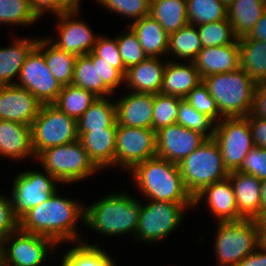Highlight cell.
<instances>
[{
    "label": "cell",
    "instance_id": "2",
    "mask_svg": "<svg viewBox=\"0 0 266 266\" xmlns=\"http://www.w3.org/2000/svg\"><path fill=\"white\" fill-rule=\"evenodd\" d=\"M131 174L135 185L150 200L194 203L180 174L178 164L155 156L137 164Z\"/></svg>",
    "mask_w": 266,
    "mask_h": 266
},
{
    "label": "cell",
    "instance_id": "37",
    "mask_svg": "<svg viewBox=\"0 0 266 266\" xmlns=\"http://www.w3.org/2000/svg\"><path fill=\"white\" fill-rule=\"evenodd\" d=\"M189 24L201 25L227 19V7L220 0H186Z\"/></svg>",
    "mask_w": 266,
    "mask_h": 266
},
{
    "label": "cell",
    "instance_id": "25",
    "mask_svg": "<svg viewBox=\"0 0 266 266\" xmlns=\"http://www.w3.org/2000/svg\"><path fill=\"white\" fill-rule=\"evenodd\" d=\"M187 63H177L173 60L166 63L160 93L185 99L189 92L202 82L194 62Z\"/></svg>",
    "mask_w": 266,
    "mask_h": 266
},
{
    "label": "cell",
    "instance_id": "48",
    "mask_svg": "<svg viewBox=\"0 0 266 266\" xmlns=\"http://www.w3.org/2000/svg\"><path fill=\"white\" fill-rule=\"evenodd\" d=\"M92 61H98L99 78L103 84L113 93L114 90L121 84L125 83V75L117 68L112 67L109 62L104 61L99 56H96L92 51L87 54Z\"/></svg>",
    "mask_w": 266,
    "mask_h": 266
},
{
    "label": "cell",
    "instance_id": "41",
    "mask_svg": "<svg viewBox=\"0 0 266 266\" xmlns=\"http://www.w3.org/2000/svg\"><path fill=\"white\" fill-rule=\"evenodd\" d=\"M202 47L232 44L237 38L228 19L197 25Z\"/></svg>",
    "mask_w": 266,
    "mask_h": 266
},
{
    "label": "cell",
    "instance_id": "52",
    "mask_svg": "<svg viewBox=\"0 0 266 266\" xmlns=\"http://www.w3.org/2000/svg\"><path fill=\"white\" fill-rule=\"evenodd\" d=\"M235 266H266V248L260 244L254 252L245 256Z\"/></svg>",
    "mask_w": 266,
    "mask_h": 266
},
{
    "label": "cell",
    "instance_id": "17",
    "mask_svg": "<svg viewBox=\"0 0 266 266\" xmlns=\"http://www.w3.org/2000/svg\"><path fill=\"white\" fill-rule=\"evenodd\" d=\"M41 106L28 90L17 85H0V119L31 126Z\"/></svg>",
    "mask_w": 266,
    "mask_h": 266
},
{
    "label": "cell",
    "instance_id": "38",
    "mask_svg": "<svg viewBox=\"0 0 266 266\" xmlns=\"http://www.w3.org/2000/svg\"><path fill=\"white\" fill-rule=\"evenodd\" d=\"M176 124L198 131L207 138H213L215 135L216 122L207 115L198 112L185 99L179 102Z\"/></svg>",
    "mask_w": 266,
    "mask_h": 266
},
{
    "label": "cell",
    "instance_id": "16",
    "mask_svg": "<svg viewBox=\"0 0 266 266\" xmlns=\"http://www.w3.org/2000/svg\"><path fill=\"white\" fill-rule=\"evenodd\" d=\"M78 13L79 10H76L57 15L58 39L53 41V38H48L60 50L76 56L90 53L98 38L86 23L73 19Z\"/></svg>",
    "mask_w": 266,
    "mask_h": 266
},
{
    "label": "cell",
    "instance_id": "1",
    "mask_svg": "<svg viewBox=\"0 0 266 266\" xmlns=\"http://www.w3.org/2000/svg\"><path fill=\"white\" fill-rule=\"evenodd\" d=\"M80 204L59 196L56 191L51 198L32 207L20 218V230L49 237L57 244L82 242L76 229L79 219L84 222L85 218V206Z\"/></svg>",
    "mask_w": 266,
    "mask_h": 266
},
{
    "label": "cell",
    "instance_id": "14",
    "mask_svg": "<svg viewBox=\"0 0 266 266\" xmlns=\"http://www.w3.org/2000/svg\"><path fill=\"white\" fill-rule=\"evenodd\" d=\"M20 82L15 85L28 90L41 104H53L62 86L50 72L44 56L34 48L21 67Z\"/></svg>",
    "mask_w": 266,
    "mask_h": 266
},
{
    "label": "cell",
    "instance_id": "57",
    "mask_svg": "<svg viewBox=\"0 0 266 266\" xmlns=\"http://www.w3.org/2000/svg\"><path fill=\"white\" fill-rule=\"evenodd\" d=\"M228 9V7L234 3L235 0H220Z\"/></svg>",
    "mask_w": 266,
    "mask_h": 266
},
{
    "label": "cell",
    "instance_id": "28",
    "mask_svg": "<svg viewBox=\"0 0 266 266\" xmlns=\"http://www.w3.org/2000/svg\"><path fill=\"white\" fill-rule=\"evenodd\" d=\"M35 48L44 56L47 67L62 87L72 83L76 55L50 44L48 38H38Z\"/></svg>",
    "mask_w": 266,
    "mask_h": 266
},
{
    "label": "cell",
    "instance_id": "27",
    "mask_svg": "<svg viewBox=\"0 0 266 266\" xmlns=\"http://www.w3.org/2000/svg\"><path fill=\"white\" fill-rule=\"evenodd\" d=\"M38 38L16 37L13 45L0 48V85H15L12 79L16 75L19 77L21 67L27 56L36 47Z\"/></svg>",
    "mask_w": 266,
    "mask_h": 266
},
{
    "label": "cell",
    "instance_id": "24",
    "mask_svg": "<svg viewBox=\"0 0 266 266\" xmlns=\"http://www.w3.org/2000/svg\"><path fill=\"white\" fill-rule=\"evenodd\" d=\"M117 127H105L87 133H78L90 160L100 170L115 166V143Z\"/></svg>",
    "mask_w": 266,
    "mask_h": 266
},
{
    "label": "cell",
    "instance_id": "19",
    "mask_svg": "<svg viewBox=\"0 0 266 266\" xmlns=\"http://www.w3.org/2000/svg\"><path fill=\"white\" fill-rule=\"evenodd\" d=\"M237 211L243 219L262 220L261 180L253 175L230 171Z\"/></svg>",
    "mask_w": 266,
    "mask_h": 266
},
{
    "label": "cell",
    "instance_id": "56",
    "mask_svg": "<svg viewBox=\"0 0 266 266\" xmlns=\"http://www.w3.org/2000/svg\"><path fill=\"white\" fill-rule=\"evenodd\" d=\"M261 224V244L266 248V217L260 221Z\"/></svg>",
    "mask_w": 266,
    "mask_h": 266
},
{
    "label": "cell",
    "instance_id": "7",
    "mask_svg": "<svg viewBox=\"0 0 266 266\" xmlns=\"http://www.w3.org/2000/svg\"><path fill=\"white\" fill-rule=\"evenodd\" d=\"M36 159L59 183H74L93 175L99 169L90 160L80 140L43 150Z\"/></svg>",
    "mask_w": 266,
    "mask_h": 266
},
{
    "label": "cell",
    "instance_id": "3",
    "mask_svg": "<svg viewBox=\"0 0 266 266\" xmlns=\"http://www.w3.org/2000/svg\"><path fill=\"white\" fill-rule=\"evenodd\" d=\"M127 193H112L85 206L84 224L104 235L136 233L140 201Z\"/></svg>",
    "mask_w": 266,
    "mask_h": 266
},
{
    "label": "cell",
    "instance_id": "43",
    "mask_svg": "<svg viewBox=\"0 0 266 266\" xmlns=\"http://www.w3.org/2000/svg\"><path fill=\"white\" fill-rule=\"evenodd\" d=\"M185 100L198 112L212 118L216 123L222 119L215 100L203 81L189 92Z\"/></svg>",
    "mask_w": 266,
    "mask_h": 266
},
{
    "label": "cell",
    "instance_id": "39",
    "mask_svg": "<svg viewBox=\"0 0 266 266\" xmlns=\"http://www.w3.org/2000/svg\"><path fill=\"white\" fill-rule=\"evenodd\" d=\"M39 18L33 12L30 0H0V23L30 25Z\"/></svg>",
    "mask_w": 266,
    "mask_h": 266
},
{
    "label": "cell",
    "instance_id": "36",
    "mask_svg": "<svg viewBox=\"0 0 266 266\" xmlns=\"http://www.w3.org/2000/svg\"><path fill=\"white\" fill-rule=\"evenodd\" d=\"M79 244V245H78ZM63 255L61 266H116L104 249L79 242Z\"/></svg>",
    "mask_w": 266,
    "mask_h": 266
},
{
    "label": "cell",
    "instance_id": "35",
    "mask_svg": "<svg viewBox=\"0 0 266 266\" xmlns=\"http://www.w3.org/2000/svg\"><path fill=\"white\" fill-rule=\"evenodd\" d=\"M202 44L197 27L187 24L176 32L169 34L167 54H174L173 57L180 59H188L193 62L198 52L201 50Z\"/></svg>",
    "mask_w": 266,
    "mask_h": 266
},
{
    "label": "cell",
    "instance_id": "23",
    "mask_svg": "<svg viewBox=\"0 0 266 266\" xmlns=\"http://www.w3.org/2000/svg\"><path fill=\"white\" fill-rule=\"evenodd\" d=\"M166 62L158 57H148L138 65L130 67L125 75V84L132 92L158 94L160 93Z\"/></svg>",
    "mask_w": 266,
    "mask_h": 266
},
{
    "label": "cell",
    "instance_id": "54",
    "mask_svg": "<svg viewBox=\"0 0 266 266\" xmlns=\"http://www.w3.org/2000/svg\"><path fill=\"white\" fill-rule=\"evenodd\" d=\"M67 11H76L80 8V0H57Z\"/></svg>",
    "mask_w": 266,
    "mask_h": 266
},
{
    "label": "cell",
    "instance_id": "53",
    "mask_svg": "<svg viewBox=\"0 0 266 266\" xmlns=\"http://www.w3.org/2000/svg\"><path fill=\"white\" fill-rule=\"evenodd\" d=\"M246 37L252 40L266 41V9Z\"/></svg>",
    "mask_w": 266,
    "mask_h": 266
},
{
    "label": "cell",
    "instance_id": "49",
    "mask_svg": "<svg viewBox=\"0 0 266 266\" xmlns=\"http://www.w3.org/2000/svg\"><path fill=\"white\" fill-rule=\"evenodd\" d=\"M247 120L250 125L254 146L266 149V119L249 114Z\"/></svg>",
    "mask_w": 266,
    "mask_h": 266
},
{
    "label": "cell",
    "instance_id": "6",
    "mask_svg": "<svg viewBox=\"0 0 266 266\" xmlns=\"http://www.w3.org/2000/svg\"><path fill=\"white\" fill-rule=\"evenodd\" d=\"M215 253L219 266H235L261 244L258 220L218 222Z\"/></svg>",
    "mask_w": 266,
    "mask_h": 266
},
{
    "label": "cell",
    "instance_id": "32",
    "mask_svg": "<svg viewBox=\"0 0 266 266\" xmlns=\"http://www.w3.org/2000/svg\"><path fill=\"white\" fill-rule=\"evenodd\" d=\"M150 15L170 34L186 26V0H150Z\"/></svg>",
    "mask_w": 266,
    "mask_h": 266
},
{
    "label": "cell",
    "instance_id": "58",
    "mask_svg": "<svg viewBox=\"0 0 266 266\" xmlns=\"http://www.w3.org/2000/svg\"><path fill=\"white\" fill-rule=\"evenodd\" d=\"M3 263V246L2 242L0 241V265Z\"/></svg>",
    "mask_w": 266,
    "mask_h": 266
},
{
    "label": "cell",
    "instance_id": "45",
    "mask_svg": "<svg viewBox=\"0 0 266 266\" xmlns=\"http://www.w3.org/2000/svg\"><path fill=\"white\" fill-rule=\"evenodd\" d=\"M92 52L102 58L104 61L110 63L112 67L119 69L124 75H126L127 70L125 69L122 58L119 54V49L117 46L116 39H110L107 37H99L93 46Z\"/></svg>",
    "mask_w": 266,
    "mask_h": 266
},
{
    "label": "cell",
    "instance_id": "51",
    "mask_svg": "<svg viewBox=\"0 0 266 266\" xmlns=\"http://www.w3.org/2000/svg\"><path fill=\"white\" fill-rule=\"evenodd\" d=\"M30 5L38 18L45 12L57 16L67 11L57 0H30Z\"/></svg>",
    "mask_w": 266,
    "mask_h": 266
},
{
    "label": "cell",
    "instance_id": "21",
    "mask_svg": "<svg viewBox=\"0 0 266 266\" xmlns=\"http://www.w3.org/2000/svg\"><path fill=\"white\" fill-rule=\"evenodd\" d=\"M115 103L118 124L152 129L154 94L131 91Z\"/></svg>",
    "mask_w": 266,
    "mask_h": 266
},
{
    "label": "cell",
    "instance_id": "42",
    "mask_svg": "<svg viewBox=\"0 0 266 266\" xmlns=\"http://www.w3.org/2000/svg\"><path fill=\"white\" fill-rule=\"evenodd\" d=\"M115 38L117 41L119 54L126 70L132 66L138 65L141 61L148 58L147 54L139 43L137 34L130 26H128V30L125 31L124 34Z\"/></svg>",
    "mask_w": 266,
    "mask_h": 266
},
{
    "label": "cell",
    "instance_id": "26",
    "mask_svg": "<svg viewBox=\"0 0 266 266\" xmlns=\"http://www.w3.org/2000/svg\"><path fill=\"white\" fill-rule=\"evenodd\" d=\"M137 34L139 43L148 57H158L167 54L169 34L151 15L142 17L129 24Z\"/></svg>",
    "mask_w": 266,
    "mask_h": 266
},
{
    "label": "cell",
    "instance_id": "11",
    "mask_svg": "<svg viewBox=\"0 0 266 266\" xmlns=\"http://www.w3.org/2000/svg\"><path fill=\"white\" fill-rule=\"evenodd\" d=\"M157 156L153 129L123 126L117 123L115 164L131 171L137 164Z\"/></svg>",
    "mask_w": 266,
    "mask_h": 266
},
{
    "label": "cell",
    "instance_id": "22",
    "mask_svg": "<svg viewBox=\"0 0 266 266\" xmlns=\"http://www.w3.org/2000/svg\"><path fill=\"white\" fill-rule=\"evenodd\" d=\"M0 156L20 160L36 159L32 148L31 126L0 119Z\"/></svg>",
    "mask_w": 266,
    "mask_h": 266
},
{
    "label": "cell",
    "instance_id": "4",
    "mask_svg": "<svg viewBox=\"0 0 266 266\" xmlns=\"http://www.w3.org/2000/svg\"><path fill=\"white\" fill-rule=\"evenodd\" d=\"M222 118L246 117L253 105L256 82L241 68L202 79Z\"/></svg>",
    "mask_w": 266,
    "mask_h": 266
},
{
    "label": "cell",
    "instance_id": "40",
    "mask_svg": "<svg viewBox=\"0 0 266 266\" xmlns=\"http://www.w3.org/2000/svg\"><path fill=\"white\" fill-rule=\"evenodd\" d=\"M181 100V98L172 95L154 94L152 129L155 132L176 123Z\"/></svg>",
    "mask_w": 266,
    "mask_h": 266
},
{
    "label": "cell",
    "instance_id": "8",
    "mask_svg": "<svg viewBox=\"0 0 266 266\" xmlns=\"http://www.w3.org/2000/svg\"><path fill=\"white\" fill-rule=\"evenodd\" d=\"M32 148L37 157L43 150L79 139L77 120L53 104H42L31 125Z\"/></svg>",
    "mask_w": 266,
    "mask_h": 266
},
{
    "label": "cell",
    "instance_id": "30",
    "mask_svg": "<svg viewBox=\"0 0 266 266\" xmlns=\"http://www.w3.org/2000/svg\"><path fill=\"white\" fill-rule=\"evenodd\" d=\"M266 5L260 0H235L228 7L227 19L237 39L247 36L262 16Z\"/></svg>",
    "mask_w": 266,
    "mask_h": 266
},
{
    "label": "cell",
    "instance_id": "10",
    "mask_svg": "<svg viewBox=\"0 0 266 266\" xmlns=\"http://www.w3.org/2000/svg\"><path fill=\"white\" fill-rule=\"evenodd\" d=\"M213 139L218 144L228 171L236 170L254 147L250 125L246 117H224L216 123Z\"/></svg>",
    "mask_w": 266,
    "mask_h": 266
},
{
    "label": "cell",
    "instance_id": "18",
    "mask_svg": "<svg viewBox=\"0 0 266 266\" xmlns=\"http://www.w3.org/2000/svg\"><path fill=\"white\" fill-rule=\"evenodd\" d=\"M203 198H206L205 204L208 205L211 214L219 220L217 222H235L243 219L237 211L236 197L229 178L206 186L194 197V206Z\"/></svg>",
    "mask_w": 266,
    "mask_h": 266
},
{
    "label": "cell",
    "instance_id": "20",
    "mask_svg": "<svg viewBox=\"0 0 266 266\" xmlns=\"http://www.w3.org/2000/svg\"><path fill=\"white\" fill-rule=\"evenodd\" d=\"M193 62L202 79L209 75L238 70L240 68L238 40L227 45L202 47Z\"/></svg>",
    "mask_w": 266,
    "mask_h": 266
},
{
    "label": "cell",
    "instance_id": "15",
    "mask_svg": "<svg viewBox=\"0 0 266 266\" xmlns=\"http://www.w3.org/2000/svg\"><path fill=\"white\" fill-rule=\"evenodd\" d=\"M157 156L179 164L208 138L202 133L172 124L156 132Z\"/></svg>",
    "mask_w": 266,
    "mask_h": 266
},
{
    "label": "cell",
    "instance_id": "5",
    "mask_svg": "<svg viewBox=\"0 0 266 266\" xmlns=\"http://www.w3.org/2000/svg\"><path fill=\"white\" fill-rule=\"evenodd\" d=\"M178 166L185 187L193 198L206 186L229 176L220 148L213 138H208Z\"/></svg>",
    "mask_w": 266,
    "mask_h": 266
},
{
    "label": "cell",
    "instance_id": "12",
    "mask_svg": "<svg viewBox=\"0 0 266 266\" xmlns=\"http://www.w3.org/2000/svg\"><path fill=\"white\" fill-rule=\"evenodd\" d=\"M3 262L8 266H40L48 249L58 245L53 239L17 230L2 241Z\"/></svg>",
    "mask_w": 266,
    "mask_h": 266
},
{
    "label": "cell",
    "instance_id": "47",
    "mask_svg": "<svg viewBox=\"0 0 266 266\" xmlns=\"http://www.w3.org/2000/svg\"><path fill=\"white\" fill-rule=\"evenodd\" d=\"M20 229V219L15 215L11 197L0 195V241Z\"/></svg>",
    "mask_w": 266,
    "mask_h": 266
},
{
    "label": "cell",
    "instance_id": "44",
    "mask_svg": "<svg viewBox=\"0 0 266 266\" xmlns=\"http://www.w3.org/2000/svg\"><path fill=\"white\" fill-rule=\"evenodd\" d=\"M102 6L119 15L137 21L150 15V0H96Z\"/></svg>",
    "mask_w": 266,
    "mask_h": 266
},
{
    "label": "cell",
    "instance_id": "13",
    "mask_svg": "<svg viewBox=\"0 0 266 266\" xmlns=\"http://www.w3.org/2000/svg\"><path fill=\"white\" fill-rule=\"evenodd\" d=\"M23 171L15 177L11 199L15 215L20 219L32 207L51 198L57 191L55 182L59 181L47 171Z\"/></svg>",
    "mask_w": 266,
    "mask_h": 266
},
{
    "label": "cell",
    "instance_id": "60",
    "mask_svg": "<svg viewBox=\"0 0 266 266\" xmlns=\"http://www.w3.org/2000/svg\"><path fill=\"white\" fill-rule=\"evenodd\" d=\"M0 266H8V265H6V264L3 262Z\"/></svg>",
    "mask_w": 266,
    "mask_h": 266
},
{
    "label": "cell",
    "instance_id": "55",
    "mask_svg": "<svg viewBox=\"0 0 266 266\" xmlns=\"http://www.w3.org/2000/svg\"><path fill=\"white\" fill-rule=\"evenodd\" d=\"M262 219L266 217V178L261 180Z\"/></svg>",
    "mask_w": 266,
    "mask_h": 266
},
{
    "label": "cell",
    "instance_id": "31",
    "mask_svg": "<svg viewBox=\"0 0 266 266\" xmlns=\"http://www.w3.org/2000/svg\"><path fill=\"white\" fill-rule=\"evenodd\" d=\"M109 97H97L92 105L77 120L78 133H87L105 127H117L116 103Z\"/></svg>",
    "mask_w": 266,
    "mask_h": 266
},
{
    "label": "cell",
    "instance_id": "29",
    "mask_svg": "<svg viewBox=\"0 0 266 266\" xmlns=\"http://www.w3.org/2000/svg\"><path fill=\"white\" fill-rule=\"evenodd\" d=\"M240 68L256 83H266V41L239 38Z\"/></svg>",
    "mask_w": 266,
    "mask_h": 266
},
{
    "label": "cell",
    "instance_id": "33",
    "mask_svg": "<svg viewBox=\"0 0 266 266\" xmlns=\"http://www.w3.org/2000/svg\"><path fill=\"white\" fill-rule=\"evenodd\" d=\"M71 84L91 91L97 97H110L113 94L99 78L98 61H92L87 54L77 56Z\"/></svg>",
    "mask_w": 266,
    "mask_h": 266
},
{
    "label": "cell",
    "instance_id": "34",
    "mask_svg": "<svg viewBox=\"0 0 266 266\" xmlns=\"http://www.w3.org/2000/svg\"><path fill=\"white\" fill-rule=\"evenodd\" d=\"M96 99L97 96L93 92L69 84L62 87L53 105L68 116L78 120Z\"/></svg>",
    "mask_w": 266,
    "mask_h": 266
},
{
    "label": "cell",
    "instance_id": "50",
    "mask_svg": "<svg viewBox=\"0 0 266 266\" xmlns=\"http://www.w3.org/2000/svg\"><path fill=\"white\" fill-rule=\"evenodd\" d=\"M250 114L254 117L266 119V83H256Z\"/></svg>",
    "mask_w": 266,
    "mask_h": 266
},
{
    "label": "cell",
    "instance_id": "46",
    "mask_svg": "<svg viewBox=\"0 0 266 266\" xmlns=\"http://www.w3.org/2000/svg\"><path fill=\"white\" fill-rule=\"evenodd\" d=\"M235 171L253 175L259 180L265 179L266 149L254 146Z\"/></svg>",
    "mask_w": 266,
    "mask_h": 266
},
{
    "label": "cell",
    "instance_id": "59",
    "mask_svg": "<svg viewBox=\"0 0 266 266\" xmlns=\"http://www.w3.org/2000/svg\"><path fill=\"white\" fill-rule=\"evenodd\" d=\"M264 5H266V0H260Z\"/></svg>",
    "mask_w": 266,
    "mask_h": 266
},
{
    "label": "cell",
    "instance_id": "9",
    "mask_svg": "<svg viewBox=\"0 0 266 266\" xmlns=\"http://www.w3.org/2000/svg\"><path fill=\"white\" fill-rule=\"evenodd\" d=\"M195 207L194 203H170L150 200L140 202V214L135 238L148 243L161 241L174 232L182 221L186 208Z\"/></svg>",
    "mask_w": 266,
    "mask_h": 266
}]
</instances>
